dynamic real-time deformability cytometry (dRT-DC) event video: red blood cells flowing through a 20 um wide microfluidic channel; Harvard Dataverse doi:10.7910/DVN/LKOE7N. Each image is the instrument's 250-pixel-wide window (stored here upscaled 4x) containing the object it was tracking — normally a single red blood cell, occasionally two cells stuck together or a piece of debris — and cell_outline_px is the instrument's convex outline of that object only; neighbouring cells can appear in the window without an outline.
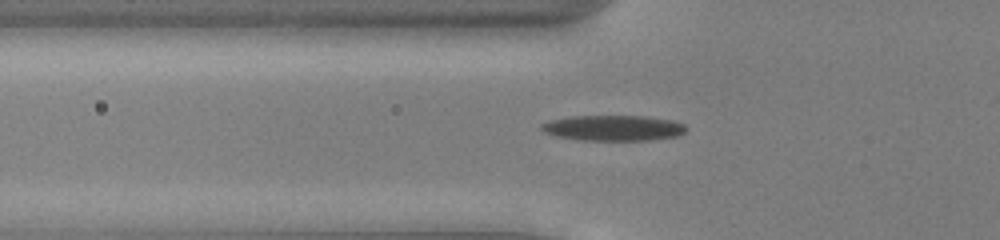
{"species": "common noctule bat (a hibernating species)", "species_latin": "Nyctalus noctula", "temperature_condition": "cold", "stored_images_in_passage": 38, "camera_frame_rate_fps": 3000, "um_per_image_px": 0.085, "animal": {"sex": "male", "body_mass_g": 13.0, "forearm_length_mm": 53.1}, "frame": {"image": 1, "passage_image": 4, "time_ms": 1.0, "image_size_px": [1000, 240], "cell_outline_px": [[688, 128], [680, 136], [652, 140], [576, 140], [556, 136], [544, 132], [540, 128], [540, 124], [552, 120], [572, 116], [644, 116], [672, 120], [684, 124]], "centroid_in_image_um": [52.16, 10.88], "position_along_channel_um": 73.6, "area_um2": 21.68}}
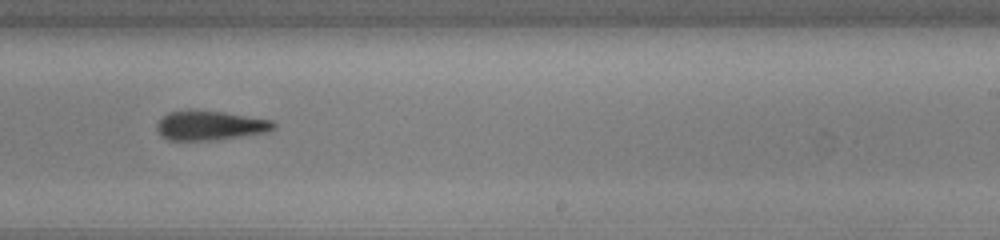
{"frame": {"image": 2, "passage_image": 19, "time_ms": 6.0, "image_size_px": [1000, 240], "cell_outline_px": [[276, 128], [268, 132], [208, 140], [168, 140], [156, 128], [156, 124], [168, 112], [188, 108], [192, 108], [224, 112], [272, 120], [276, 124]], "centroid_in_image_um": [17.85, 10.63], "position_along_channel_um": 271.2, "area_um2": 20.11}}
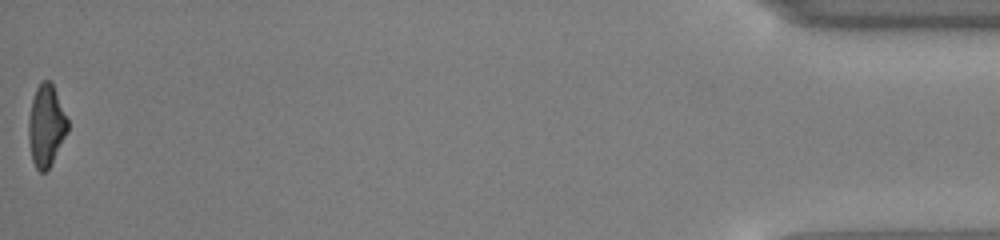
{"frame": {"image": 3, "passage_image": 38, "time_ms": 12.333, "image_size_px": [1000, 240], "cell_outline_px": [[68, 132], [48, 168], [44, 172], [40, 172], [36, 168], [32, 160], [28, 140], [28, 120], [32, 100], [36, 88], [44, 80], [52, 80], [68, 120]], "centroid_in_image_um": [3.92, 10.65], "position_along_channel_um": 431.3, "area_um2": 18.61}, "authors_computed_cell_mechanics": {"area_um2": 20.1144, "velocity_mm_per_s": 3.9625, "shape_relaxation_time_tau1_ms": 6.6722, "shape_relaxation_time_tau2_ms": 10.1839, "deformation_change_tau1": 0.1666, "deformation_change_tau2": 0.2828}}